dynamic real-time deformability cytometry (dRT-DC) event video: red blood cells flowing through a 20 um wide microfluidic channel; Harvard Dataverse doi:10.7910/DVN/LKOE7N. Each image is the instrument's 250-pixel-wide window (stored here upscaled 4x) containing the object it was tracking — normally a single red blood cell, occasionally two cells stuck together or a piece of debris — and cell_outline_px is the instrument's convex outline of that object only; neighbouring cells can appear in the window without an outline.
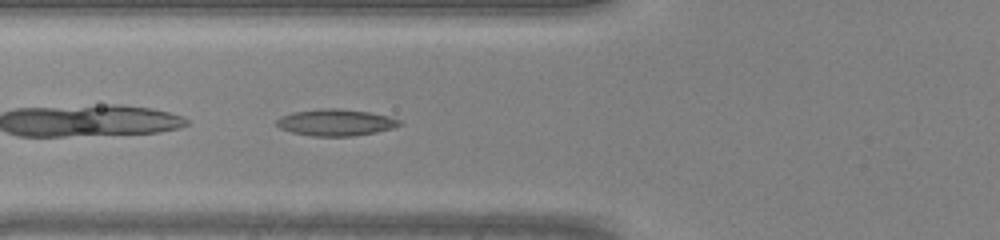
{"species": "common noctule bat (a hibernating species)", "species_latin": "Nyctalus noctula", "temperature_condition": "warm", "stored_images_in_passage": 30, "camera_frame_rate_fps": 3000, "um_per_image_px": 0.085, "animal": {"sex": "male", "body_mass_g": 20.0, "forearm_length_mm": 53.3}, "frame": {"image": 1, "passage_image": 7, "time_ms": 2.0, "image_size_px": [1000, 240], "cell_outline_px": [[404, 124], [392, 128], [376, 132], [352, 136], [312, 136], [292, 132], [280, 128], [276, 124], [276, 120], [280, 116], [292, 112], [324, 108], [336, 108], [368, 112], [388, 116], [400, 120]], "centroid_in_image_um": [28.53, 10.41], "position_along_channel_um": 97.3, "area_um2": 19.02}}
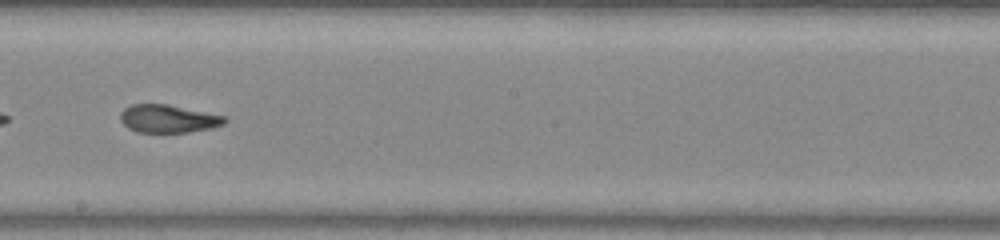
{"frame": {"image": 2, "passage_image": 16, "time_ms": 5.0, "image_size_px": [1000, 240], "cell_outline_px": [[228, 120], [224, 124], [212, 128], [188, 132], [136, 132], [128, 128], [120, 120], [120, 112], [124, 108], [132, 104], [168, 104], [228, 116]], "centroid_in_image_um": [14.33, 10.08], "position_along_channel_um": 233.9, "area_um2": 17.22}}
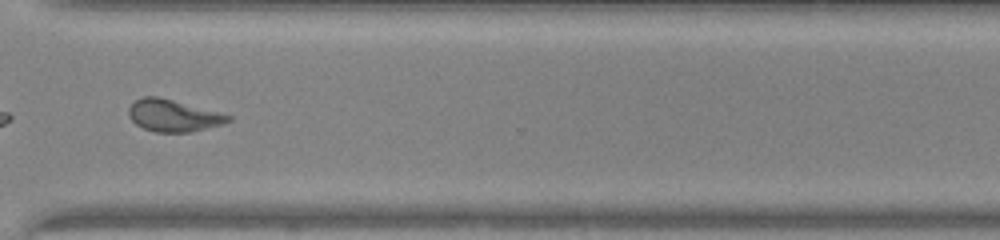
{"frame": {"image": 3, "passage_image": 24, "time_ms": 7.667, "image_size_px": [1000, 240], "cell_outline_px": [[232, 120], [224, 124], [188, 132], [156, 132], [144, 128], [136, 124], [128, 116], [128, 108], [136, 100], [144, 96], [156, 96], [172, 100], [232, 116]], "centroid_in_image_um": [14.71, 9.83], "position_along_channel_um": 355.9, "area_um2": 18.21}}